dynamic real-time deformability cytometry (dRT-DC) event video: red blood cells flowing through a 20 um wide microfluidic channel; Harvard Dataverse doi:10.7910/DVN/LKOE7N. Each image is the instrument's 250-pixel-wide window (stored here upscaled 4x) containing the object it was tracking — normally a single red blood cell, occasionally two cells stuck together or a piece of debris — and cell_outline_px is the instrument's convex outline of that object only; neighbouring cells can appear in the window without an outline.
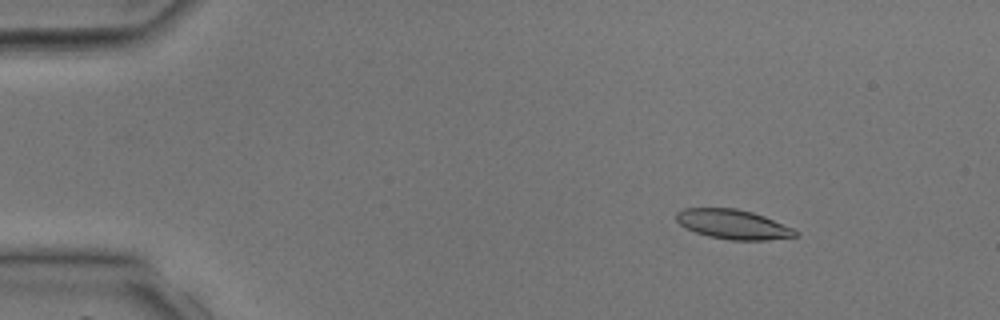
{"species": "common noctule bat (a hibernating species)", "species_latin": "Nyctalus noctula", "temperature_condition": "room temperature", "stored_images_in_passage": 39, "camera_frame_rate_fps": 3000, "um_per_image_px": 0.085, "animal": {"sex": "male", "body_mass_g": 17.9, "forearm_length_mm": 54.2}, "frame": {"image": 1, "passage_image": 6, "time_ms": 1.667, "image_size_px": [1000, 320], "cell_outline_px": [[800, 232], [796, 236], [764, 240], [728, 240], [708, 236], [684, 228], [676, 220], [676, 212], [684, 208], [736, 208], [752, 212], [764, 216], [792, 228]], "centroid_in_image_um": [62.28, 19.06], "position_along_channel_um": 22.7, "area_um2": 20.46}}
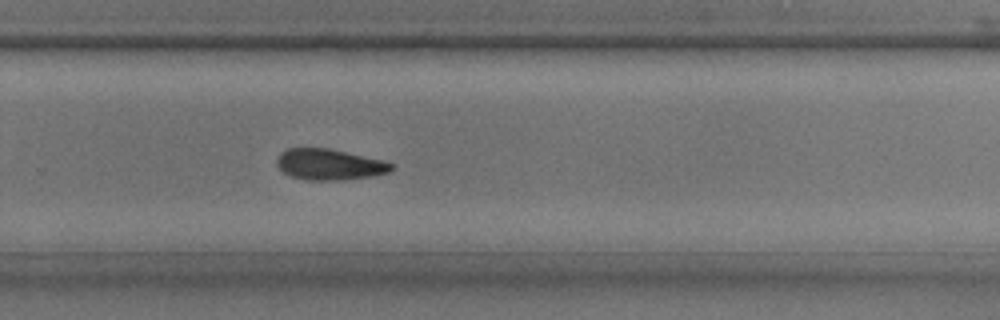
{"frame": {"image": 2, "passage_image": 27, "time_ms": 8.667, "image_size_px": [1000, 320], "cell_outline_px": [[396, 164], [388, 172], [372, 176], [340, 180], [308, 180], [288, 176], [276, 164], [276, 156], [284, 148], [328, 148], [384, 160]], "centroid_in_image_um": [27.97, 13.97], "position_along_channel_um": 301.8, "area_um2": 20.87}}
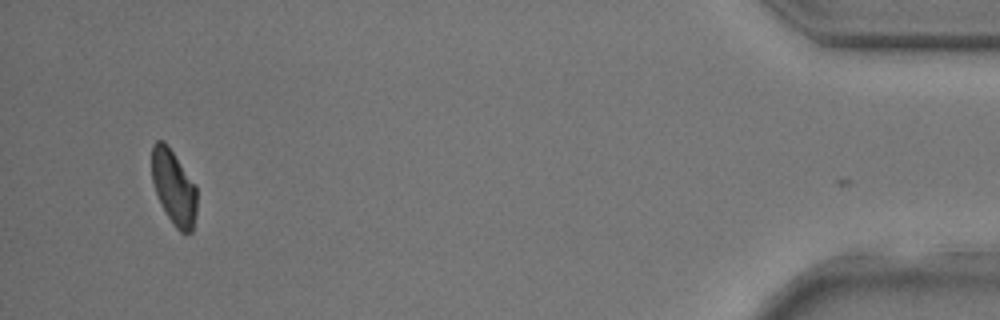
{"frame": {"image": 3, "passage_image": 38, "time_ms": 12.333, "image_size_px": [1000, 320], "cell_outline_px": [[196, 216], [192, 232], [180, 232], [176, 228], [168, 216], [156, 192], [152, 180], [152, 144], [156, 140], [164, 140], [196, 184]], "centroid_in_image_um": [14.78, 15.9], "position_along_channel_um": 420.4, "area_um2": 19.48}}